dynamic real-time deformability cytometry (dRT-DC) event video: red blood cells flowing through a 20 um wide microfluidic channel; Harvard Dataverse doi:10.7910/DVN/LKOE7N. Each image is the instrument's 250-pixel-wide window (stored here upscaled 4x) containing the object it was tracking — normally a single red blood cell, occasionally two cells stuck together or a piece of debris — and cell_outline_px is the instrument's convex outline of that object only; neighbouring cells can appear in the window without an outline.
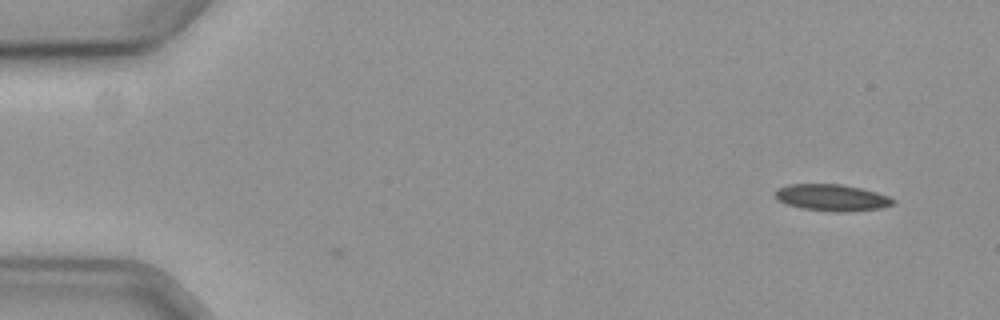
{"species": "common noctule bat (a hibernating species)", "species_latin": "Nyctalus noctula", "temperature_condition": "cold", "stored_images_in_passage": 2, "camera_frame_rate_fps": 3000, "um_per_image_px": 0.085, "animal": {"sex": "female", "body_mass_g": 19.3, "forearm_length_mm": 54.1}, "frame": {"image": 1, "passage_image": 2, "time_ms": 0.333, "image_size_px": [1000, 320], "cell_outline_px": [[896, 204], [880, 208], [840, 212], [836, 212], [800, 208], [788, 204], [772, 196], [776, 188], [788, 184], [844, 184], [876, 192], [888, 196], [896, 200]], "centroid_in_image_um": [70.69, 16.79], "position_along_channel_um": 14.3, "area_um2": 18.38}}